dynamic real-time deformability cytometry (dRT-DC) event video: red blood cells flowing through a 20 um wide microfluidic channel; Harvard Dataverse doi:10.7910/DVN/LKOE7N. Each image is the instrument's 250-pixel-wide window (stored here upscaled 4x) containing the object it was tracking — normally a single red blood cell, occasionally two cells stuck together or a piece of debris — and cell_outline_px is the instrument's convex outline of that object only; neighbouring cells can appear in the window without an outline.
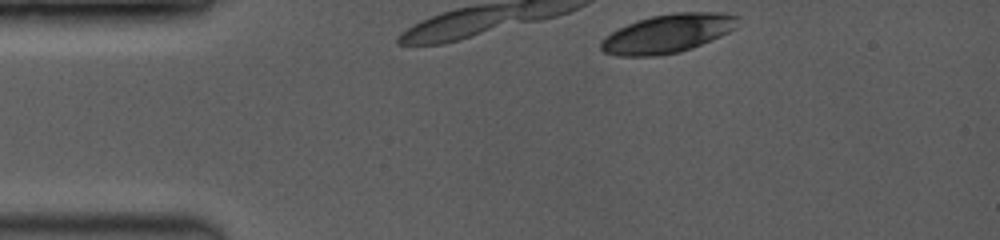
{"species": "common noctule bat (a hibernating species)", "species_latin": "Nyctalus noctula", "temperature_condition": "room temperature", "stored_images_in_passage": 6, "camera_frame_rate_fps": 3500, "um_per_image_px": 0.085, "animal": {"sex": "female", "body_mass_g": 19.0, "forearm_length_mm": 53.3}, "frame": {"image": 1, "passage_image": 1, "time_ms": 0.0, "image_size_px": [1000, 240], "cell_outline_px": [[736, 28], [720, 36], [692, 48], [680, 52], [656, 56], [616, 56], [604, 52], [600, 48], [600, 44], [612, 32], [628, 24], [652, 16], [676, 12], [716, 12], [736, 16]], "centroid_in_image_um": [56.74, 2.86], "position_along_channel_um": 28.3, "area_um2": 30.29}}